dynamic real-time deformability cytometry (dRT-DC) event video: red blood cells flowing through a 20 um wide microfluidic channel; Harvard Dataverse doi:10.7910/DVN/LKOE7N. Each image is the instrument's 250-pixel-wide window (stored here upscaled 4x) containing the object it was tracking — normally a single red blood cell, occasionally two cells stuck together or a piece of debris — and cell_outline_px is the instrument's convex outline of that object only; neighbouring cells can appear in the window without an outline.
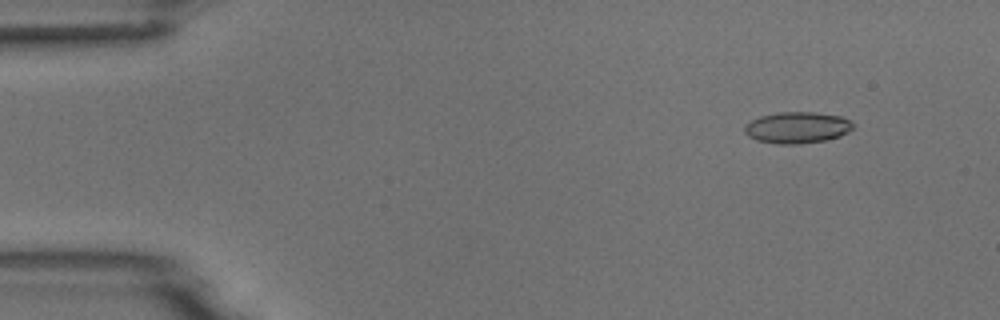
{"species": "common noctule bat (a hibernating species)", "species_latin": "Nyctalus noctula", "temperature_condition": "room temperature", "stored_images_in_passage": 10, "camera_frame_rate_fps": 3000, "um_per_image_px": 0.085, "animal": {"sex": "male", "body_mass_g": 18.8}, "frame": {"image": 1, "passage_image": 2, "time_ms": 1.0, "image_size_px": [1000, 320], "cell_outline_px": [[852, 128], [848, 132], [840, 136], [824, 140], [796, 144], [780, 144], [756, 140], [748, 136], [744, 132], [744, 128], [752, 120], [760, 116], [780, 112], [816, 112], [844, 116], [852, 120]], "centroid_in_image_um": [67.79, 10.83], "position_along_channel_um": 17.2, "area_um2": 19.83}}
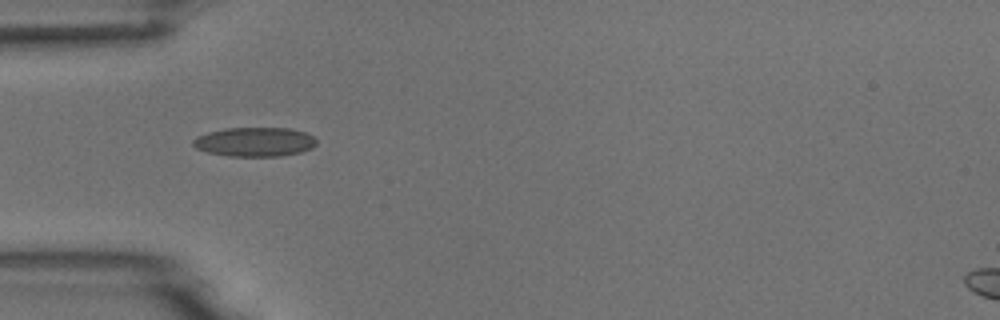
{"frame": {"image": 2, "passage_image": 5, "time_ms": 4.667, "image_size_px": [1000, 320], "cell_outline_px": [[316, 144], [312, 148], [300, 152], [280, 156], [228, 156], [208, 152], [196, 148], [192, 144], [192, 140], [196, 136], [208, 132], [224, 128], [288, 128], [304, 132], [312, 136], [316, 140]], "centroid_in_image_um": [21.62, 12.06], "position_along_channel_um": 63.4, "area_um2": 20.98}}
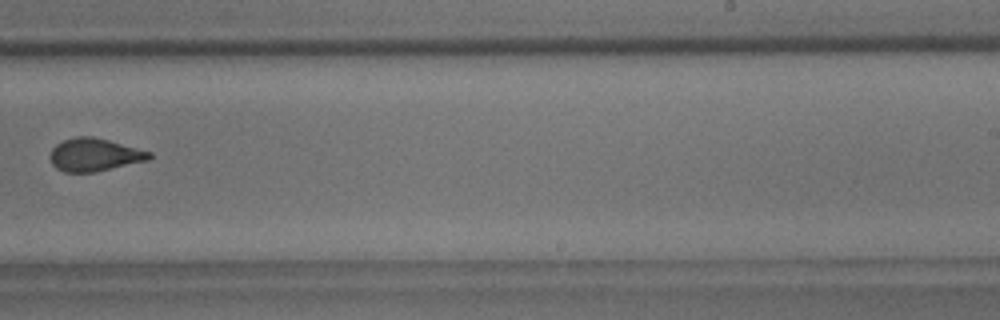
{"frame": {"image": 3, "passage_image": 10, "time_ms": 10.333, "image_size_px": [1000, 320], "cell_outline_px": [[152, 156], [148, 160], [96, 172], [64, 172], [56, 168], [52, 164], [48, 156], [52, 148], [56, 144], [64, 140], [76, 136], [92, 136], [108, 140], [152, 152]], "centroid_in_image_um": [8.0, 13.16], "position_along_channel_um": 281.0, "area_um2": 19.07}}